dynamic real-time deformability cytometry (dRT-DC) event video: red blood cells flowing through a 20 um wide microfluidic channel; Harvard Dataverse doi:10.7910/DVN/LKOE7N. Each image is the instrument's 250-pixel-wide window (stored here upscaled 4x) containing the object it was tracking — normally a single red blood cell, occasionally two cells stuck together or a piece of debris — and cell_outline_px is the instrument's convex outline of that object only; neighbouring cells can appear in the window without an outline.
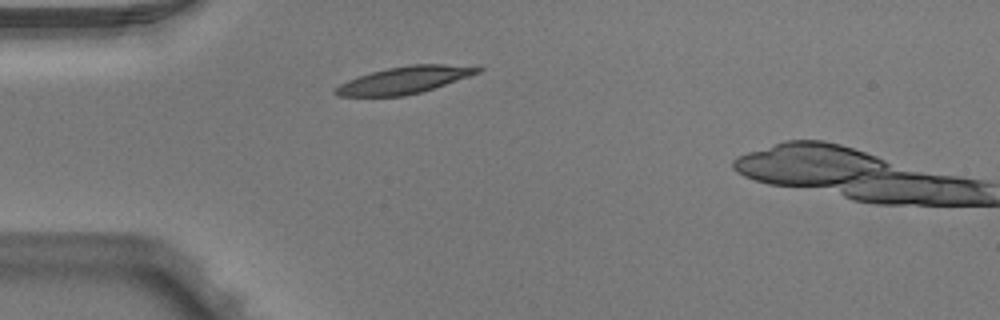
{"species": "Egyptian fruit bat (a non-hibernating species)", "species_latin": "Rousettus aegyptiacus", "temperature_condition": "warm", "stored_images_in_passage": 3, "camera_frame_rate_fps": 3000, "um_per_image_px": 0.085, "animal": {"sex": "male"}, "frame": {"image": 1, "passage_image": 2, "time_ms": 0.333, "image_size_px": [1000, 320], "cell_outline_px": [[484, 68], [480, 72], [420, 92], [404, 96], [336, 96], [332, 92], [332, 88], [348, 80], [372, 72], [388, 68], [412, 64], [480, 64]], "centroid_in_image_um": [34.42, 6.78], "position_along_channel_um": 50.6, "area_um2": 22.54}}